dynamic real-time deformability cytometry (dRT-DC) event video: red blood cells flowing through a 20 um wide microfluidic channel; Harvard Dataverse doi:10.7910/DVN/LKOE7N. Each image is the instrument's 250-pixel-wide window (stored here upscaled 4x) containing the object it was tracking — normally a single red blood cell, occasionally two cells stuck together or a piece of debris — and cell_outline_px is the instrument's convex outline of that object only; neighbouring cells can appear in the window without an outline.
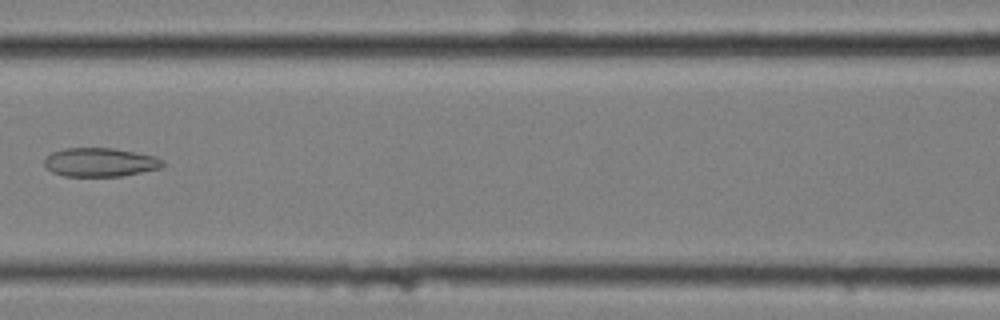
{"species": "common noctule bat (a hibernating species)", "species_latin": "Nyctalus noctula", "temperature_condition": "cold", "stored_images_in_passage": 8, "camera_frame_rate_fps": 3000, "um_per_image_px": 0.085, "animal": {"sex": "female", "body_mass_g": 25.1}, "frame": {"image": 1, "passage_image": 4, "time_ms": 1.0, "image_size_px": [1000, 320], "cell_outline_px": [[164, 164], [160, 168], [120, 176], [64, 176], [52, 172], [44, 164], [44, 160], [52, 152], [64, 148], [112, 148], [136, 152], [156, 156], [164, 160]], "centroid_in_image_um": [8.52, 13.78], "position_along_channel_um": 158.1, "area_um2": 19.77}}
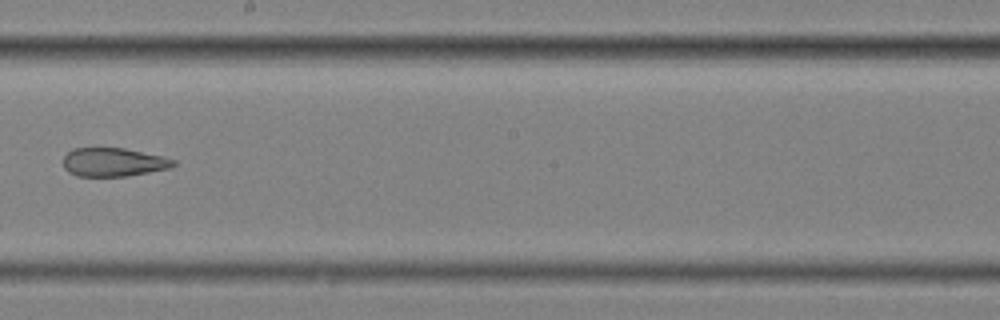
{"frame": {"image": 2, "passage_image": 6, "time_ms": 1.667, "image_size_px": [1000, 320], "cell_outline_px": [[176, 164], [172, 168], [128, 176], [76, 176], [68, 172], [64, 168], [64, 156], [72, 148], [124, 148], [164, 156], [176, 160]], "centroid_in_image_um": [9.67, 13.78], "position_along_channel_um": 238.5, "area_um2": 18.55}}
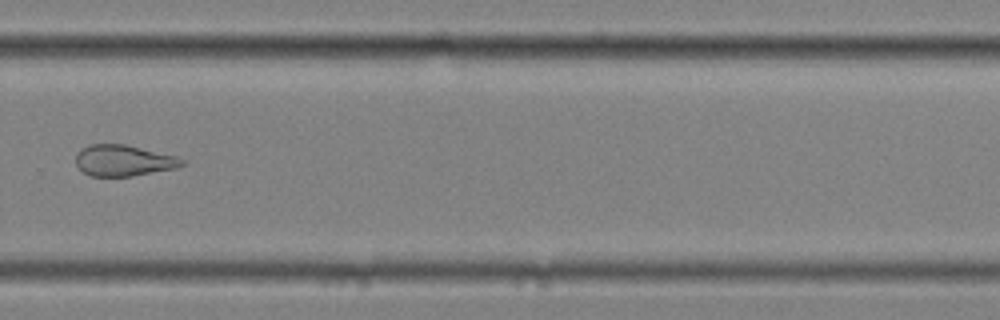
{"frame": {"image": 3, "passage_image": 8, "time_ms": 2.333, "image_size_px": [1000, 320], "cell_outline_px": [[188, 160], [184, 164], [176, 168], [132, 176], [92, 176], [84, 172], [76, 164], [76, 152], [80, 148], [88, 144], [124, 144], [176, 156]], "centroid_in_image_um": [10.5, 13.63], "position_along_channel_um": 319.3, "area_um2": 19.31}}